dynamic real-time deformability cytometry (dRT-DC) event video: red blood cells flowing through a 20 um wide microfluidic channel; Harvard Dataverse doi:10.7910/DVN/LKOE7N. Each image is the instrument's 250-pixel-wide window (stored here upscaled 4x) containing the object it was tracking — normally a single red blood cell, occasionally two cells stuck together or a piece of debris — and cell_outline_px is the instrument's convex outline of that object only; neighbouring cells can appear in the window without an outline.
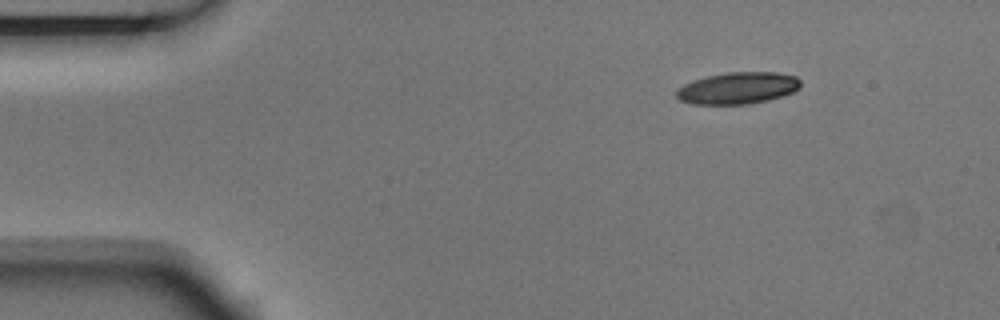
{"species": "Egyptian fruit bat (a non-hibernating species)", "species_latin": "Rousettus aegyptiacus", "temperature_condition": "room temperature", "stored_images_in_passage": 5, "camera_frame_rate_fps": 3000, "um_per_image_px": 0.085, "animal": {"sex": "male"}, "frame": {"image": 1, "passage_image": 5, "time_ms": 1.333, "image_size_px": [1000, 320], "cell_outline_px": [[800, 88], [792, 92], [768, 100], [748, 104], [692, 104], [680, 100], [676, 96], [676, 88], [684, 84], [708, 76], [728, 72], [776, 72], [796, 76], [800, 80]], "centroid_in_image_um": [62.71, 7.49], "position_along_channel_um": 22.3, "area_um2": 22.89}}